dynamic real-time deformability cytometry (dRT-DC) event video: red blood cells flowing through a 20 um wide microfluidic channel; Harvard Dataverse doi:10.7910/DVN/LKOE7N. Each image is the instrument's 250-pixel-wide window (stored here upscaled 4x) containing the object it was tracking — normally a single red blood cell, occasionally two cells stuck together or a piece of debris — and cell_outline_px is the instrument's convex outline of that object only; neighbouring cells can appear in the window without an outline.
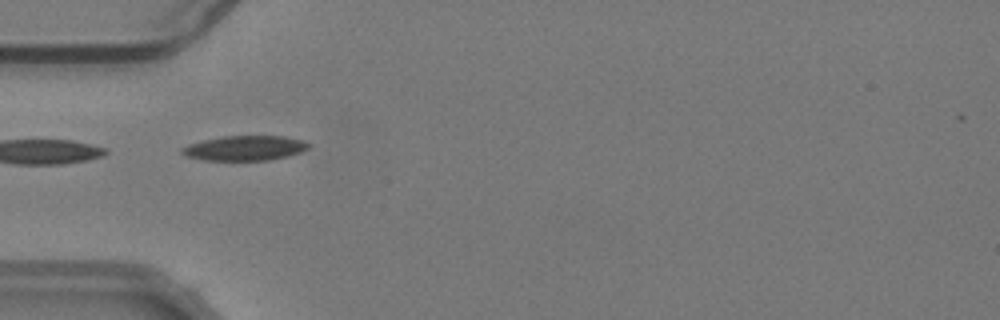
{"species": "common noctule bat (a hibernating species)", "species_latin": "Nyctalus noctula", "temperature_condition": "warm", "stored_images_in_passage": 38, "camera_frame_rate_fps": 3000, "um_per_image_px": 0.085, "animal": {"sex": "male", "body_mass_g": 19.2, "forearm_length_mm": 51.8}, "frame": {"image": 1, "passage_image": 1, "time_ms": 0.0, "image_size_px": [1000, 320], "cell_outline_px": [[312, 144], [308, 148], [300, 152], [288, 156], [268, 160], [204, 160], [188, 156], [180, 152], [180, 148], [188, 144], [204, 140], [224, 136], [284, 136], [304, 140]], "centroid_in_image_um": [20.83, 12.58], "position_along_channel_um": 64.2, "area_um2": 18.32}}
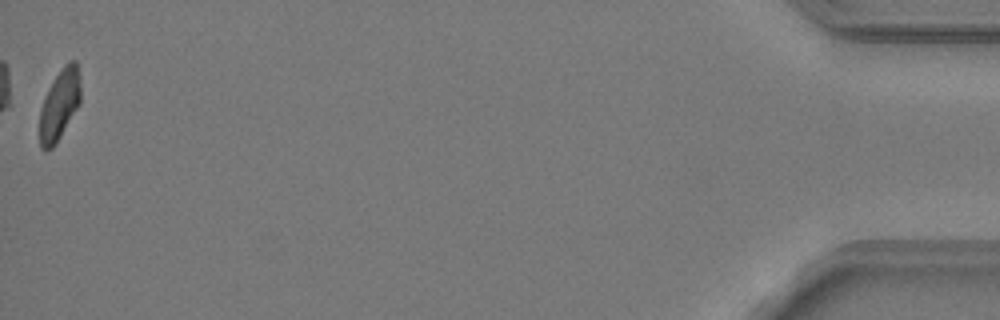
{"frame": {"image": 2, "passage_image": 38, "time_ms": 12.333, "image_size_px": [1000, 320], "cell_outline_px": [[80, 104], [56, 144], [52, 148], [40, 148], [40, 108], [44, 96], [48, 88], [60, 68], [68, 60], [76, 60], [80, 84]], "centroid_in_image_um": [5.06, 8.86], "position_along_channel_um": 430.1, "area_um2": 16.94}, "authors_computed_cell_mechanics": {"area_um2": 18.3515, "velocity_mm_per_s": 3.7862, "shape_relaxation_time_tau1_ms": 4.7773, "shape_relaxation_time_tau2_ms": 3.4052, "deformation_change_tau1": 0.1313, "deformation_change_tau2": 0.0966}}